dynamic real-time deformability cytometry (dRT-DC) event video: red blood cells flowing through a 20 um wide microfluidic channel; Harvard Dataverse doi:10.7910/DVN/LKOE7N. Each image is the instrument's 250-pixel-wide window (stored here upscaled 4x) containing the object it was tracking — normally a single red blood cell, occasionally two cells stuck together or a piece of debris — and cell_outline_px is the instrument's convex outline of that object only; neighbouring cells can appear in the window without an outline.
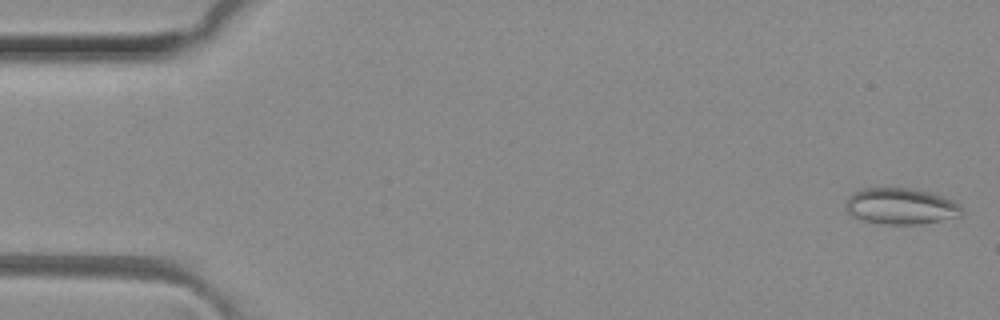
{"species": "common noctule bat (a hibernating species)", "species_latin": "Nyctalus noctula", "temperature_condition": "room temperature", "stored_images_in_passage": 49, "camera_frame_rate_fps": 3000, "um_per_image_px": 0.085, "animal": {"sex": "female", "body_mass_g": 29.2, "forearm_length_mm": 56.3}, "frame": {"image": 1, "passage_image": 1, "time_ms": 0.0, "image_size_px": [1000, 320], "cell_outline_px": [[964, 212], [960, 216], [940, 220], [912, 224], [888, 224], [864, 220], [848, 212], [844, 208], [844, 204], [848, 196], [852, 192], [860, 188], [912, 188], [928, 192], [952, 200], [960, 204]], "centroid_in_image_um": [76.54, 17.51], "position_along_channel_um": 8.5, "area_um2": 24.33}}
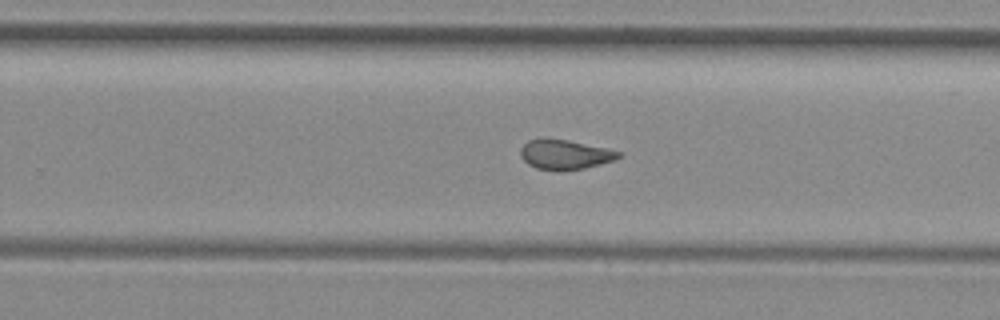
{"frame": {"image": 2, "passage_image": 31, "time_ms": 10.0, "image_size_px": [1000, 320], "cell_outline_px": [[624, 152], [616, 160], [584, 168], [536, 168], [528, 164], [520, 156], [520, 148], [528, 140], [540, 136], [544, 136], [568, 140], [608, 148]], "centroid_in_image_um": [48.02, 13.06], "position_along_channel_um": 281.8, "area_um2": 16.94}}
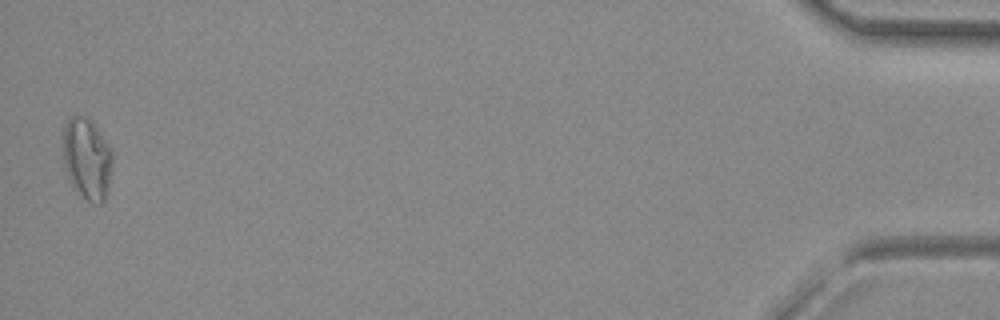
{"frame": {"image": 3, "passage_image": 49, "time_ms": 16.0, "image_size_px": [1000, 320], "cell_outline_px": [[112, 168], [108, 192], [104, 200], [100, 204], [92, 204], [72, 184], [64, 168], [60, 136], [64, 124], [72, 116], [84, 116], [92, 120], [112, 148]], "centroid_in_image_um": [7.38, 13.44], "position_along_channel_um": 427.8, "area_um2": 24.16}, "authors_computed_cell_mechanics": {"area_um2": 18.6116, "velocity_mm_per_s": 4.1128, "shape_relaxation_time_tau1_ms": null, "shape_relaxation_time_tau2_ms": 1.4012, "deformation_change_tau1": null, "deformation_change_tau2": 0.0749}}